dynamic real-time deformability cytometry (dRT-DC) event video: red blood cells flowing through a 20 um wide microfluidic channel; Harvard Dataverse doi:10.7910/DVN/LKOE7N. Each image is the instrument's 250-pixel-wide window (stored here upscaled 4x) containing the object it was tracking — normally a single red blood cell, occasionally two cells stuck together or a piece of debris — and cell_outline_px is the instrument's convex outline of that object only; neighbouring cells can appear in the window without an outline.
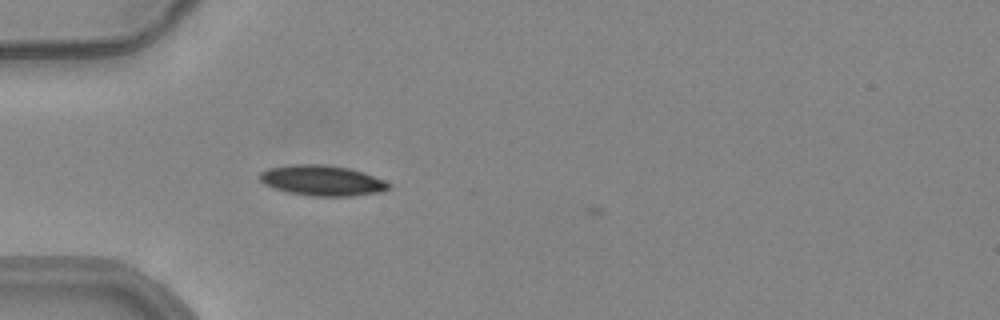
{"species": "common noctule bat (a hibernating species)", "species_latin": "Nyctalus noctula", "temperature_condition": "warm", "stored_images_in_passage": 13, "camera_frame_rate_fps": 3000, "um_per_image_px": 0.085, "animal": {"sex": "female", "body_mass_g": 24.6, "forearm_length_mm": 56.2}, "frame": {"image": 1, "passage_image": 10, "time_ms": 3.0, "image_size_px": [1000, 320], "cell_outline_px": [[392, 188], [380, 192], [352, 196], [312, 196], [288, 192], [272, 188], [264, 184], [256, 176], [260, 172], [268, 168], [296, 164], [324, 164], [348, 168], [364, 172], [384, 180], [392, 184]], "centroid_in_image_um": [27.38, 15.34], "position_along_channel_um": 57.6, "area_um2": 23.12}}